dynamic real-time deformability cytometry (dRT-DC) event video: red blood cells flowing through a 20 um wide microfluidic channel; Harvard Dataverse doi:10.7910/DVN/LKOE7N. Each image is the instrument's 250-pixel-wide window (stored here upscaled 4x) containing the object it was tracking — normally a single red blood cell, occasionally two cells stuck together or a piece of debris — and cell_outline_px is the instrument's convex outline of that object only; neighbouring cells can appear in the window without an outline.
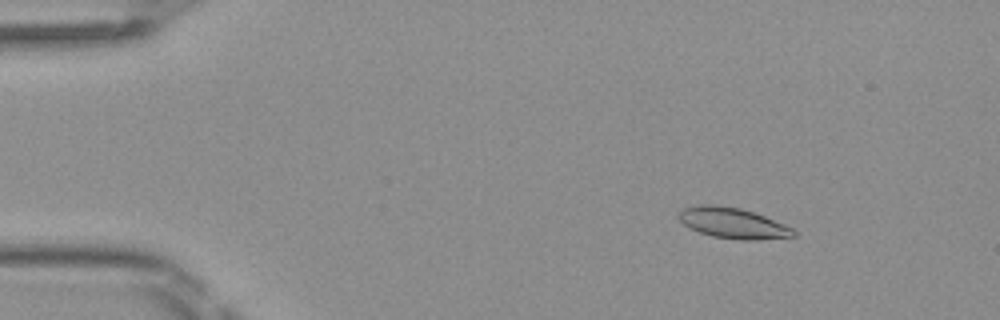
{"species": "Egyptian fruit bat (a non-hibernating species)", "species_latin": "Rousettus aegyptiacus", "temperature_condition": "room temperature", "stored_images_in_passage": 50, "camera_frame_rate_fps": 3000, "um_per_image_px": 0.085, "frame": {"image": 1, "passage_image": 7, "time_ms": 2.0, "image_size_px": [1000, 320], "cell_outline_px": [[796, 236], [756, 240], [740, 240], [712, 236], [700, 232], [684, 224], [680, 220], [680, 212], [684, 208], [700, 204], [712, 204], [740, 208], [764, 216], [784, 224], [792, 228], [796, 232]], "centroid_in_image_um": [62.32, 18.96], "position_along_channel_um": 22.7, "area_um2": 20.23}}
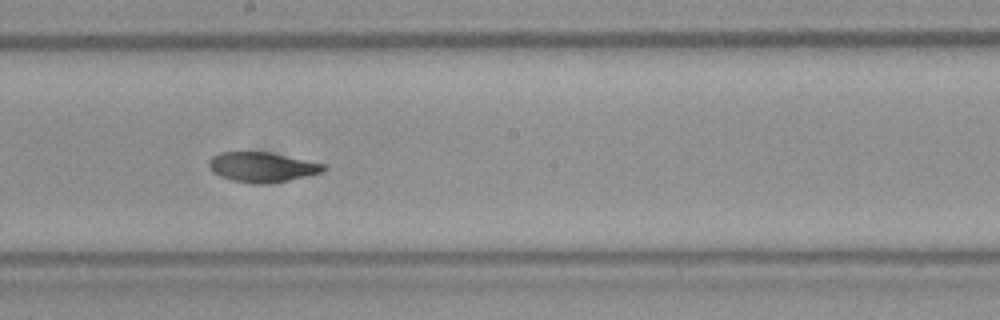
{"frame": {"image": 2, "passage_image": 28, "time_ms": 9.0, "image_size_px": [1000, 320], "cell_outline_px": [[328, 168], [320, 172], [308, 176], [288, 180], [260, 184], [232, 180], [220, 176], [212, 172], [208, 164], [208, 160], [212, 156], [220, 152], [268, 152], [324, 164]], "centroid_in_image_um": [22.24, 14.19], "position_along_channel_um": 226.0, "area_um2": 19.71}}
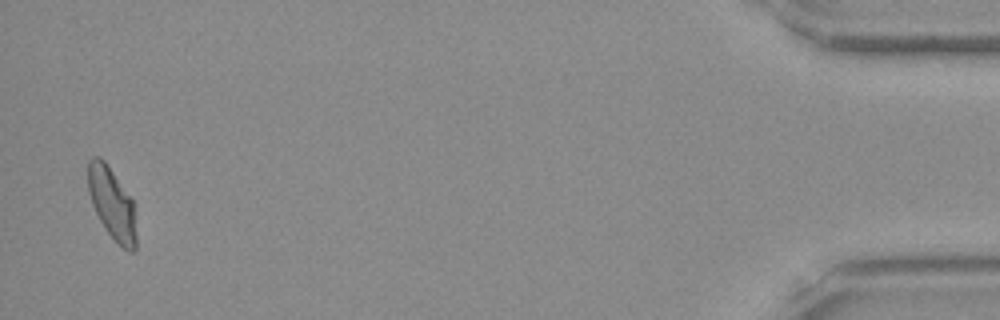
{"frame": {"image": 3, "passage_image": 49, "time_ms": 16.0, "image_size_px": [1000, 320], "cell_outline_px": [[136, 248], [132, 252], [128, 252], [104, 228], [92, 204], [88, 192], [88, 160], [92, 156], [100, 156], [104, 160], [132, 200], [136, 208]], "centroid_in_image_um": [9.53, 17.3], "position_along_channel_um": 425.7, "area_um2": 20.11}, "authors_computed_cell_mechanics": {"area_um2": 20.2011, "velocity_mm_per_s": 4.094, "shape_relaxation_time_tau1_ms": 10.6187, "shape_relaxation_time_tau2_ms": 1.8152, "deformation_change_tau1": 0.2203, "deformation_change_tau2": 0.0756}}